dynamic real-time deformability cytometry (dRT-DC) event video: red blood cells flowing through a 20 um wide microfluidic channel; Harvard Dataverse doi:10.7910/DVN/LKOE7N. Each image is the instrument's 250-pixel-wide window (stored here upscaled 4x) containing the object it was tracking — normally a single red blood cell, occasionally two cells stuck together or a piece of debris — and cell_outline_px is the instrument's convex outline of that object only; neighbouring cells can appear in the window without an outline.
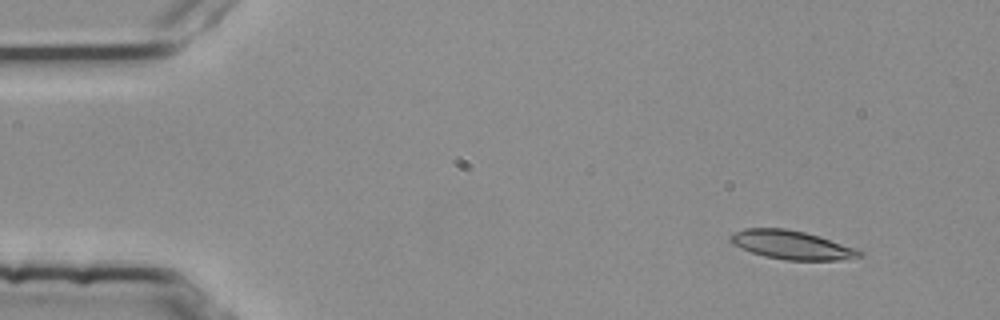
{"species": "common noctule bat (a hibernating species)", "species_latin": "Nyctalus noctula", "temperature_condition": "room temperature", "stored_images_in_passage": 5, "segment_of_instrument_passage": [1, 2], "camera_frame_rate_fps": 3000, "um_per_image_px": 0.085, "animal": {"sex": "female", "body_mass_g": 25.1}, "frame": {"image": 1, "passage_image": 2, "time_ms": 0.333, "image_size_px": [1000, 320], "cell_outline_px": [[864, 256], [836, 260], [784, 260], [764, 256], [752, 252], [732, 244], [728, 240], [736, 232], [744, 228], [788, 228], [820, 236], [864, 252]], "centroid_in_image_um": [67.28, 20.82], "position_along_channel_um": 17.7, "area_um2": 21.39}}